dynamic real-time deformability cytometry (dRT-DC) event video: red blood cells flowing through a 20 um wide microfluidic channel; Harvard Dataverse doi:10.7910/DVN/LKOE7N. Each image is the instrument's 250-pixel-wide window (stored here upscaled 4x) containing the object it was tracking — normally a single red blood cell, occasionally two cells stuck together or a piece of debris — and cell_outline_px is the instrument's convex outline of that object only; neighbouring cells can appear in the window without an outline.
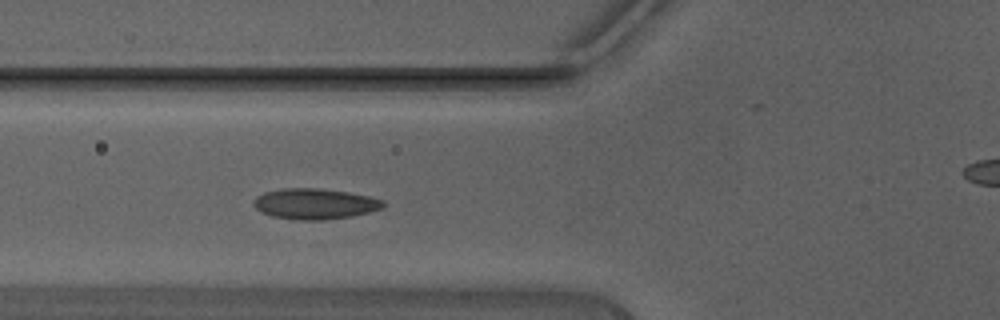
{"species": "Egyptian fruit bat (a non-hibernating species)", "species_latin": "Rousettus aegyptiacus", "temperature_condition": "warm", "stored_images_in_passage": 44, "camera_frame_rate_fps": 3000, "um_per_image_px": 0.085, "animal": {"sex": "male"}, "frame": {"image": 1, "passage_image": 15, "time_ms": 4.667, "image_size_px": [1000, 320], "cell_outline_px": [[388, 204], [384, 208], [352, 216], [324, 220], [300, 220], [272, 216], [260, 212], [252, 204], [252, 200], [256, 196], [264, 192], [280, 188], [320, 188], [348, 192], [368, 196], [384, 200]], "centroid_in_image_um": [26.76, 17.32], "position_along_channel_um": 99.0, "area_um2": 23.47}}
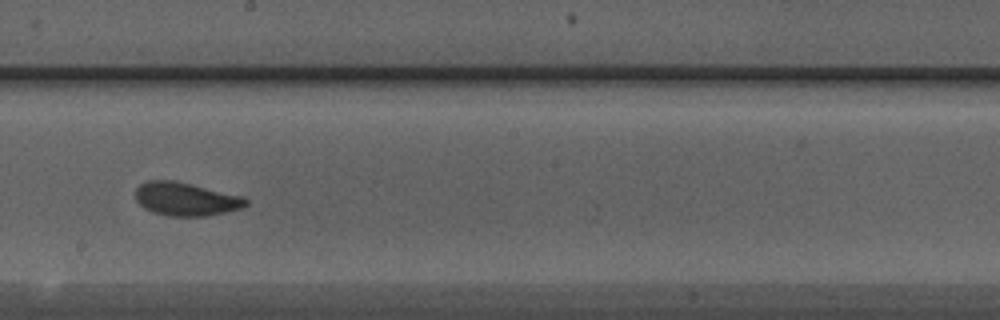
{"frame": {"image": 2, "passage_image": 24, "time_ms": 7.667, "image_size_px": [1000, 320], "cell_outline_px": [[248, 204], [240, 208], [208, 216], [168, 216], [152, 212], [144, 208], [136, 200], [136, 188], [140, 184], [148, 180], [176, 180], [244, 196], [248, 200]], "centroid_in_image_um": [15.8, 16.91], "position_along_channel_um": 232.4, "area_um2": 21.62}}
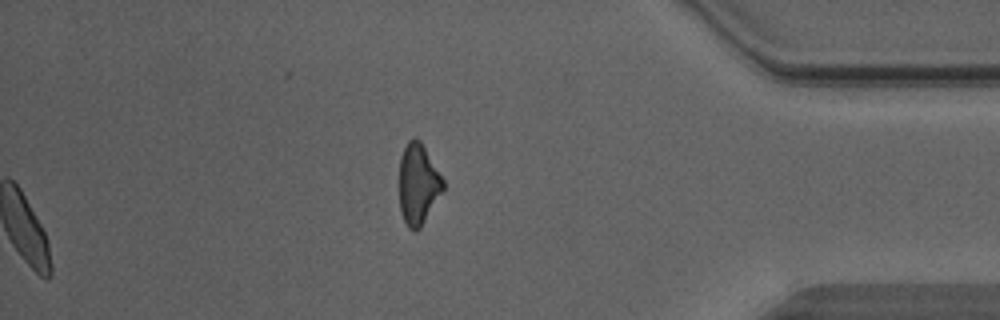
{"frame": {"image": 3, "passage_image": 44, "time_ms": 14.333, "image_size_px": [1000, 320], "cell_outline_px": [[444, 192], [420, 228], [416, 232], [412, 232], [408, 228], [400, 212], [400, 156], [408, 140], [416, 136], [420, 140], [444, 180]], "centroid_in_image_um": [35.55, 15.68], "position_along_channel_um": 399.6, "area_um2": 20.87}, "authors_computed_cell_mechanics": {"area_um2": 21.2415, "velocity_mm_per_s": 4.4475, "shape_relaxation_time_tau1_ms": 4.176, "shape_relaxation_time_tau2_ms": 1.1429, "deformation_change_tau1": 0.129, "deformation_change_tau2": 0.0668}}